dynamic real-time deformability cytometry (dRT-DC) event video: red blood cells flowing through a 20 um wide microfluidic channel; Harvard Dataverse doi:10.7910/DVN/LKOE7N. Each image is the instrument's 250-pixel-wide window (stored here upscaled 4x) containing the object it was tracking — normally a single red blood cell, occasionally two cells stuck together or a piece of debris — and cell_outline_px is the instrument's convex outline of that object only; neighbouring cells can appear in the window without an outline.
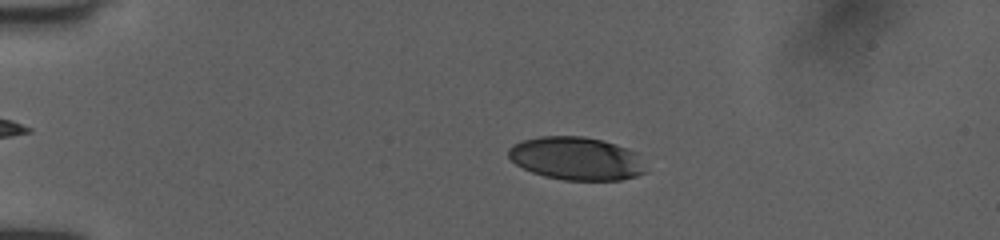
{"species": "human", "species_latin": "Homo sapiens", "temperature_condition": "room temperature", "stored_images_in_passage": 52, "camera_frame_rate_fps": 3000, "um_per_image_px": 0.085, "donor": {"sex": "female"}, "frame": {"image": 1, "passage_image": 12, "time_ms": 3.667, "image_size_px": [1000, 240], "cell_outline_px": [[644, 172], [636, 176], [620, 180], [564, 180], [544, 176], [532, 172], [516, 164], [508, 156], [508, 148], [512, 144], [524, 140], [540, 136], [584, 136], [604, 140], [628, 148], [636, 152]], "centroid_in_image_um": [48.94, 13.46], "position_along_channel_um": 36.1, "area_um2": 34.28}}
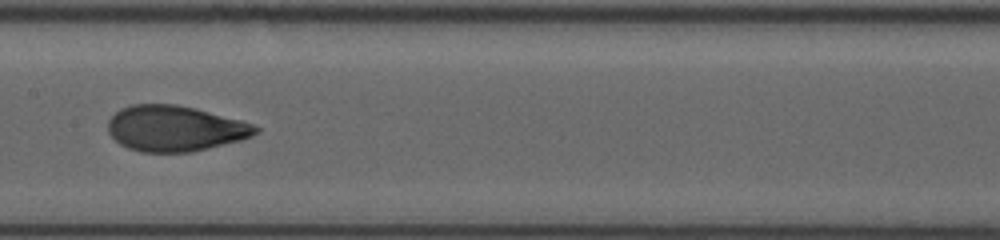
{"frame": {"image": 2, "passage_image": 28, "time_ms": 9.0, "image_size_px": [1000, 240], "cell_outline_px": [[260, 132], [252, 136], [240, 140], [192, 152], [140, 152], [128, 148], [120, 144], [108, 132], [108, 120], [120, 108], [132, 104], [176, 104], [196, 108], [240, 120], [252, 124], [260, 128]], "centroid_in_image_um": [14.87, 10.91], "position_along_channel_um": 192.5, "area_um2": 39.3}}
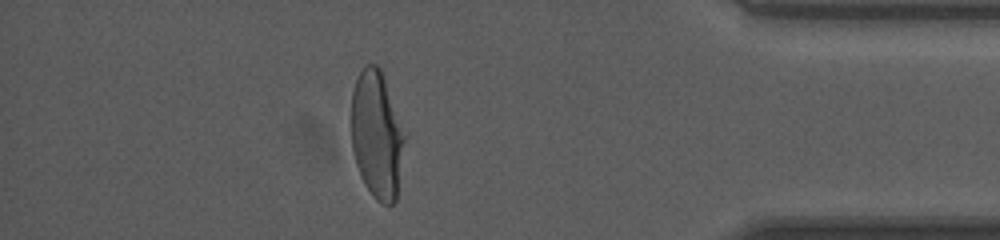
{"frame": {"image": 3, "passage_image": 46, "time_ms": 15.0, "image_size_px": [1000, 240], "cell_outline_px": [[404, 140], [396, 200], [392, 204], [380, 204], [372, 196], [364, 184], [360, 176], [356, 164], [352, 148], [352, 92], [356, 80], [364, 64], [376, 64], [380, 68], [404, 136]], "centroid_in_image_um": [31.99, 11.51], "position_along_channel_um": 403.2, "area_um2": 38.73}, "authors_computed_cell_mechanics": {"area_um2": 38.726, "velocity_mm_per_s": 4.0467, "shape_relaxation_time_tau1_ms": 4.7519, "shape_relaxation_time_tau2_ms": 0.8593, "deformation_change_tau1": 0.1975, "deformation_change_tau2": 0.0613}}